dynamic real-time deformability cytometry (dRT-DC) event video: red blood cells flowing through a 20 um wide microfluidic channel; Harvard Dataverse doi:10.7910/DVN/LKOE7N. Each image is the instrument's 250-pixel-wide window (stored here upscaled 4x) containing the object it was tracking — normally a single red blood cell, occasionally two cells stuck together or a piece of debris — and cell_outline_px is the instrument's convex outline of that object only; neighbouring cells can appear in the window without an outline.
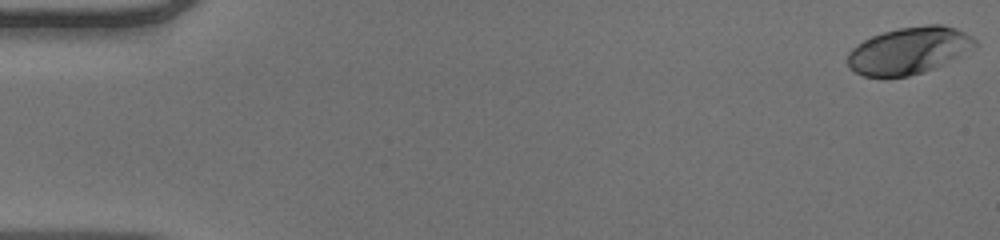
{"species": "human", "species_latin": "Homo sapiens", "temperature_condition": "warm", "stored_images_in_passage": 53, "camera_frame_rate_fps": 3000, "um_per_image_px": 0.085, "donor": {"sex": "male"}, "frame": {"image": 1, "passage_image": 1, "time_ms": 0.0, "image_size_px": [1000, 240], "cell_outline_px": [[980, 44], [976, 48], [960, 56], [924, 72], [908, 76], [864, 76], [856, 72], [848, 64], [848, 52], [852, 48], [864, 40], [872, 36], [884, 32], [900, 28], [928, 24], [940, 24], [956, 28], [972, 36]], "centroid_in_image_um": [77.31, 4.28], "position_along_channel_um": 7.7, "area_um2": 34.68}}
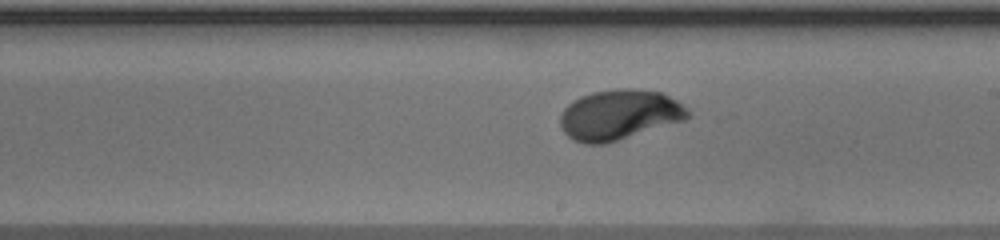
{"frame": {"image": 2, "passage_image": 31, "time_ms": 10.0, "image_size_px": [1000, 240], "cell_outline_px": [[688, 116], [684, 120], [604, 144], [584, 144], [572, 140], [564, 132], [560, 124], [560, 116], [564, 108], [568, 104], [580, 96], [592, 92], [620, 88], [632, 88], [660, 92], [676, 100], [688, 108]], "centroid_in_image_um": [52.6, 9.75], "position_along_channel_um": 236.4, "area_um2": 37.11}}
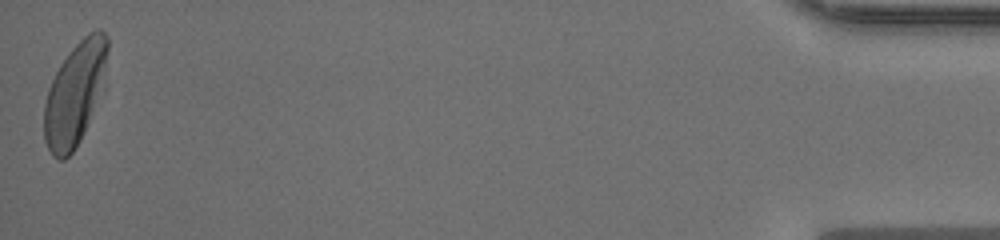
{"frame": {"image": 3, "passage_image": 53, "time_ms": 17.333, "image_size_px": [1000, 240], "cell_outline_px": [[108, 48], [104, 68], [92, 108], [84, 132], [80, 140], [72, 152], [64, 160], [60, 160], [52, 156], [44, 140], [44, 104], [48, 88], [60, 64], [72, 48], [88, 32], [96, 28], [100, 28], [108, 36]], "centroid_in_image_um": [6.29, 7.96], "position_along_channel_um": 428.9, "area_um2": 36.7}, "authors_computed_cell_mechanics": {"area_um2": 35.6048, "velocity_mm_per_s": 3.8899, "shape_relaxation_time_tau1_ms": 3.0748, "shape_relaxation_time_tau2_ms": null, "deformation_change_tau1": 0.1903, "deformation_change_tau2": null}}